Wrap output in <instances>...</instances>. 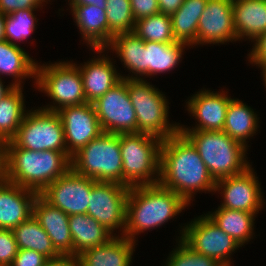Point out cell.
I'll return each mask as SVG.
<instances>
[{"label":"cell","mask_w":266,"mask_h":266,"mask_svg":"<svg viewBox=\"0 0 266 266\" xmlns=\"http://www.w3.org/2000/svg\"><path fill=\"white\" fill-rule=\"evenodd\" d=\"M115 235L107 243L86 249L76 256L77 266H130L136 242Z\"/></svg>","instance_id":"obj_21"},{"label":"cell","mask_w":266,"mask_h":266,"mask_svg":"<svg viewBox=\"0 0 266 266\" xmlns=\"http://www.w3.org/2000/svg\"><path fill=\"white\" fill-rule=\"evenodd\" d=\"M196 147L215 181L245 172L247 148L224 131H180Z\"/></svg>","instance_id":"obj_4"},{"label":"cell","mask_w":266,"mask_h":266,"mask_svg":"<svg viewBox=\"0 0 266 266\" xmlns=\"http://www.w3.org/2000/svg\"><path fill=\"white\" fill-rule=\"evenodd\" d=\"M14 88L15 87L12 83L5 87L2 79L0 78V101L5 98Z\"/></svg>","instance_id":"obj_46"},{"label":"cell","mask_w":266,"mask_h":266,"mask_svg":"<svg viewBox=\"0 0 266 266\" xmlns=\"http://www.w3.org/2000/svg\"><path fill=\"white\" fill-rule=\"evenodd\" d=\"M184 0H158L160 13L172 16L183 4Z\"/></svg>","instance_id":"obj_42"},{"label":"cell","mask_w":266,"mask_h":266,"mask_svg":"<svg viewBox=\"0 0 266 266\" xmlns=\"http://www.w3.org/2000/svg\"><path fill=\"white\" fill-rule=\"evenodd\" d=\"M186 206L188 203L181 196L159 183L130 187L124 236L136 241L135 235L156 229L181 213Z\"/></svg>","instance_id":"obj_2"},{"label":"cell","mask_w":266,"mask_h":266,"mask_svg":"<svg viewBox=\"0 0 266 266\" xmlns=\"http://www.w3.org/2000/svg\"><path fill=\"white\" fill-rule=\"evenodd\" d=\"M98 56L84 65L77 66L81 73L87 103H93L122 80L109 57Z\"/></svg>","instance_id":"obj_20"},{"label":"cell","mask_w":266,"mask_h":266,"mask_svg":"<svg viewBox=\"0 0 266 266\" xmlns=\"http://www.w3.org/2000/svg\"><path fill=\"white\" fill-rule=\"evenodd\" d=\"M159 184L189 204L195 191L215 192L216 181L196 147L179 131L162 141Z\"/></svg>","instance_id":"obj_1"},{"label":"cell","mask_w":266,"mask_h":266,"mask_svg":"<svg viewBox=\"0 0 266 266\" xmlns=\"http://www.w3.org/2000/svg\"><path fill=\"white\" fill-rule=\"evenodd\" d=\"M69 5H96L98 8L106 9V0H70Z\"/></svg>","instance_id":"obj_45"},{"label":"cell","mask_w":266,"mask_h":266,"mask_svg":"<svg viewBox=\"0 0 266 266\" xmlns=\"http://www.w3.org/2000/svg\"><path fill=\"white\" fill-rule=\"evenodd\" d=\"M35 9H23L11 12L5 17V40L12 45L18 41H24L33 33L36 22L33 14ZM36 21V22H35ZM17 41V42H15Z\"/></svg>","instance_id":"obj_35"},{"label":"cell","mask_w":266,"mask_h":266,"mask_svg":"<svg viewBox=\"0 0 266 266\" xmlns=\"http://www.w3.org/2000/svg\"><path fill=\"white\" fill-rule=\"evenodd\" d=\"M18 247L12 230L0 229V266H10Z\"/></svg>","instance_id":"obj_37"},{"label":"cell","mask_w":266,"mask_h":266,"mask_svg":"<svg viewBox=\"0 0 266 266\" xmlns=\"http://www.w3.org/2000/svg\"><path fill=\"white\" fill-rule=\"evenodd\" d=\"M103 132L137 133V117L128 93V79H122L92 103Z\"/></svg>","instance_id":"obj_11"},{"label":"cell","mask_w":266,"mask_h":266,"mask_svg":"<svg viewBox=\"0 0 266 266\" xmlns=\"http://www.w3.org/2000/svg\"><path fill=\"white\" fill-rule=\"evenodd\" d=\"M44 266H77L75 258L62 256L56 260L48 261Z\"/></svg>","instance_id":"obj_44"},{"label":"cell","mask_w":266,"mask_h":266,"mask_svg":"<svg viewBox=\"0 0 266 266\" xmlns=\"http://www.w3.org/2000/svg\"><path fill=\"white\" fill-rule=\"evenodd\" d=\"M119 135L103 132L71 157V169L95 181L123 185Z\"/></svg>","instance_id":"obj_6"},{"label":"cell","mask_w":266,"mask_h":266,"mask_svg":"<svg viewBox=\"0 0 266 266\" xmlns=\"http://www.w3.org/2000/svg\"><path fill=\"white\" fill-rule=\"evenodd\" d=\"M57 112L63 123L67 152L71 156L103 133L91 103L66 106Z\"/></svg>","instance_id":"obj_15"},{"label":"cell","mask_w":266,"mask_h":266,"mask_svg":"<svg viewBox=\"0 0 266 266\" xmlns=\"http://www.w3.org/2000/svg\"><path fill=\"white\" fill-rule=\"evenodd\" d=\"M181 235V240L193 251L215 259L223 266H231L230 255L242 247L219 228L207 214L185 225Z\"/></svg>","instance_id":"obj_10"},{"label":"cell","mask_w":266,"mask_h":266,"mask_svg":"<svg viewBox=\"0 0 266 266\" xmlns=\"http://www.w3.org/2000/svg\"><path fill=\"white\" fill-rule=\"evenodd\" d=\"M166 261V266H223L217 260L198 254L181 239Z\"/></svg>","instance_id":"obj_36"},{"label":"cell","mask_w":266,"mask_h":266,"mask_svg":"<svg viewBox=\"0 0 266 266\" xmlns=\"http://www.w3.org/2000/svg\"><path fill=\"white\" fill-rule=\"evenodd\" d=\"M232 7L237 40L266 32V0H233Z\"/></svg>","instance_id":"obj_23"},{"label":"cell","mask_w":266,"mask_h":266,"mask_svg":"<svg viewBox=\"0 0 266 266\" xmlns=\"http://www.w3.org/2000/svg\"><path fill=\"white\" fill-rule=\"evenodd\" d=\"M210 213H207V215L211 220L241 246L253 237L256 214L226 208H218L213 213Z\"/></svg>","instance_id":"obj_31"},{"label":"cell","mask_w":266,"mask_h":266,"mask_svg":"<svg viewBox=\"0 0 266 266\" xmlns=\"http://www.w3.org/2000/svg\"><path fill=\"white\" fill-rule=\"evenodd\" d=\"M69 228L73 240V258L86 249L107 243L114 237L113 233L87 214L69 216Z\"/></svg>","instance_id":"obj_24"},{"label":"cell","mask_w":266,"mask_h":266,"mask_svg":"<svg viewBox=\"0 0 266 266\" xmlns=\"http://www.w3.org/2000/svg\"><path fill=\"white\" fill-rule=\"evenodd\" d=\"M33 215L49 235L55 249L73 258V240L69 228V215L48 203L40 194L33 204Z\"/></svg>","instance_id":"obj_19"},{"label":"cell","mask_w":266,"mask_h":266,"mask_svg":"<svg viewBox=\"0 0 266 266\" xmlns=\"http://www.w3.org/2000/svg\"><path fill=\"white\" fill-rule=\"evenodd\" d=\"M258 127V117L254 110L239 99H232L228 105L223 131L247 147V138L253 136Z\"/></svg>","instance_id":"obj_27"},{"label":"cell","mask_w":266,"mask_h":266,"mask_svg":"<svg viewBox=\"0 0 266 266\" xmlns=\"http://www.w3.org/2000/svg\"><path fill=\"white\" fill-rule=\"evenodd\" d=\"M36 86L53 100V104L42 109L59 111L66 106L87 103L81 73L75 63L56 62L50 65H38ZM58 105V106H57Z\"/></svg>","instance_id":"obj_9"},{"label":"cell","mask_w":266,"mask_h":266,"mask_svg":"<svg viewBox=\"0 0 266 266\" xmlns=\"http://www.w3.org/2000/svg\"><path fill=\"white\" fill-rule=\"evenodd\" d=\"M50 261L46 256L30 249H18L10 266H44Z\"/></svg>","instance_id":"obj_38"},{"label":"cell","mask_w":266,"mask_h":266,"mask_svg":"<svg viewBox=\"0 0 266 266\" xmlns=\"http://www.w3.org/2000/svg\"><path fill=\"white\" fill-rule=\"evenodd\" d=\"M37 193L10 183L0 181V229L13 230L33 215Z\"/></svg>","instance_id":"obj_18"},{"label":"cell","mask_w":266,"mask_h":266,"mask_svg":"<svg viewBox=\"0 0 266 266\" xmlns=\"http://www.w3.org/2000/svg\"><path fill=\"white\" fill-rule=\"evenodd\" d=\"M106 48L116 51L117 57H120L121 62H124V66L134 76L136 75L135 77L133 75L124 77L122 75V79H142L140 76L145 75V41L133 32L118 34L112 37Z\"/></svg>","instance_id":"obj_25"},{"label":"cell","mask_w":266,"mask_h":266,"mask_svg":"<svg viewBox=\"0 0 266 266\" xmlns=\"http://www.w3.org/2000/svg\"><path fill=\"white\" fill-rule=\"evenodd\" d=\"M18 249H30L41 253L49 260H56L62 255L55 249L49 235L32 215L13 230Z\"/></svg>","instance_id":"obj_29"},{"label":"cell","mask_w":266,"mask_h":266,"mask_svg":"<svg viewBox=\"0 0 266 266\" xmlns=\"http://www.w3.org/2000/svg\"><path fill=\"white\" fill-rule=\"evenodd\" d=\"M5 14L0 12V41L5 40Z\"/></svg>","instance_id":"obj_47"},{"label":"cell","mask_w":266,"mask_h":266,"mask_svg":"<svg viewBox=\"0 0 266 266\" xmlns=\"http://www.w3.org/2000/svg\"><path fill=\"white\" fill-rule=\"evenodd\" d=\"M188 46L182 42L159 43L145 41V76L165 73L179 64L183 49Z\"/></svg>","instance_id":"obj_30"},{"label":"cell","mask_w":266,"mask_h":266,"mask_svg":"<svg viewBox=\"0 0 266 266\" xmlns=\"http://www.w3.org/2000/svg\"><path fill=\"white\" fill-rule=\"evenodd\" d=\"M39 6L33 0H0V12L9 14L23 9H37Z\"/></svg>","instance_id":"obj_41"},{"label":"cell","mask_w":266,"mask_h":266,"mask_svg":"<svg viewBox=\"0 0 266 266\" xmlns=\"http://www.w3.org/2000/svg\"><path fill=\"white\" fill-rule=\"evenodd\" d=\"M262 73H263V77H264L263 80H264V83H265V86H266V68L262 71Z\"/></svg>","instance_id":"obj_49"},{"label":"cell","mask_w":266,"mask_h":266,"mask_svg":"<svg viewBox=\"0 0 266 266\" xmlns=\"http://www.w3.org/2000/svg\"><path fill=\"white\" fill-rule=\"evenodd\" d=\"M133 33L143 41L159 43L176 42L171 17L160 12L135 21Z\"/></svg>","instance_id":"obj_33"},{"label":"cell","mask_w":266,"mask_h":266,"mask_svg":"<svg viewBox=\"0 0 266 266\" xmlns=\"http://www.w3.org/2000/svg\"><path fill=\"white\" fill-rule=\"evenodd\" d=\"M75 23L79 27L84 41L90 48L98 52H105L108 45V21L106 10L96 5H70Z\"/></svg>","instance_id":"obj_22"},{"label":"cell","mask_w":266,"mask_h":266,"mask_svg":"<svg viewBox=\"0 0 266 266\" xmlns=\"http://www.w3.org/2000/svg\"><path fill=\"white\" fill-rule=\"evenodd\" d=\"M105 10L108 21V44L115 35L133 32L135 19L130 0H106Z\"/></svg>","instance_id":"obj_34"},{"label":"cell","mask_w":266,"mask_h":266,"mask_svg":"<svg viewBox=\"0 0 266 266\" xmlns=\"http://www.w3.org/2000/svg\"><path fill=\"white\" fill-rule=\"evenodd\" d=\"M233 0H208L199 19L197 44H224L237 41L234 29Z\"/></svg>","instance_id":"obj_16"},{"label":"cell","mask_w":266,"mask_h":266,"mask_svg":"<svg viewBox=\"0 0 266 266\" xmlns=\"http://www.w3.org/2000/svg\"><path fill=\"white\" fill-rule=\"evenodd\" d=\"M71 157L68 152L7 147L5 180L40 194L71 169Z\"/></svg>","instance_id":"obj_3"},{"label":"cell","mask_w":266,"mask_h":266,"mask_svg":"<svg viewBox=\"0 0 266 266\" xmlns=\"http://www.w3.org/2000/svg\"><path fill=\"white\" fill-rule=\"evenodd\" d=\"M40 8H41V5L44 3V2H47V0H33ZM43 2V3H42Z\"/></svg>","instance_id":"obj_48"},{"label":"cell","mask_w":266,"mask_h":266,"mask_svg":"<svg viewBox=\"0 0 266 266\" xmlns=\"http://www.w3.org/2000/svg\"><path fill=\"white\" fill-rule=\"evenodd\" d=\"M23 87H15L0 101V137L11 141L26 115L24 107Z\"/></svg>","instance_id":"obj_32"},{"label":"cell","mask_w":266,"mask_h":266,"mask_svg":"<svg viewBox=\"0 0 266 266\" xmlns=\"http://www.w3.org/2000/svg\"><path fill=\"white\" fill-rule=\"evenodd\" d=\"M7 142L0 137V181L6 177Z\"/></svg>","instance_id":"obj_43"},{"label":"cell","mask_w":266,"mask_h":266,"mask_svg":"<svg viewBox=\"0 0 266 266\" xmlns=\"http://www.w3.org/2000/svg\"><path fill=\"white\" fill-rule=\"evenodd\" d=\"M256 41V42H255ZM252 51L248 55L251 64L261 67L262 71L266 68V32L258 36L254 41Z\"/></svg>","instance_id":"obj_40"},{"label":"cell","mask_w":266,"mask_h":266,"mask_svg":"<svg viewBox=\"0 0 266 266\" xmlns=\"http://www.w3.org/2000/svg\"><path fill=\"white\" fill-rule=\"evenodd\" d=\"M135 21L160 12L158 0H130Z\"/></svg>","instance_id":"obj_39"},{"label":"cell","mask_w":266,"mask_h":266,"mask_svg":"<svg viewBox=\"0 0 266 266\" xmlns=\"http://www.w3.org/2000/svg\"><path fill=\"white\" fill-rule=\"evenodd\" d=\"M128 93L137 117V133L167 139L179 132V124L168 121L165 94L142 79H128ZM162 93V94H161Z\"/></svg>","instance_id":"obj_7"},{"label":"cell","mask_w":266,"mask_h":266,"mask_svg":"<svg viewBox=\"0 0 266 266\" xmlns=\"http://www.w3.org/2000/svg\"><path fill=\"white\" fill-rule=\"evenodd\" d=\"M225 92L201 90L193 95L187 105L188 111L199 124L190 129L180 125L179 131H223L228 105L232 98Z\"/></svg>","instance_id":"obj_17"},{"label":"cell","mask_w":266,"mask_h":266,"mask_svg":"<svg viewBox=\"0 0 266 266\" xmlns=\"http://www.w3.org/2000/svg\"><path fill=\"white\" fill-rule=\"evenodd\" d=\"M7 147L67 152L64 127L58 112L42 107L26 112L15 137L7 142Z\"/></svg>","instance_id":"obj_8"},{"label":"cell","mask_w":266,"mask_h":266,"mask_svg":"<svg viewBox=\"0 0 266 266\" xmlns=\"http://www.w3.org/2000/svg\"><path fill=\"white\" fill-rule=\"evenodd\" d=\"M14 77V87H22V79L35 78L37 63L18 45L6 40L0 41V78L1 75ZM21 79V80H20Z\"/></svg>","instance_id":"obj_26"},{"label":"cell","mask_w":266,"mask_h":266,"mask_svg":"<svg viewBox=\"0 0 266 266\" xmlns=\"http://www.w3.org/2000/svg\"><path fill=\"white\" fill-rule=\"evenodd\" d=\"M254 169L249 167L245 172L225 177L216 181L215 192L223 195V202L218 208L242 210L257 214L262 208V192Z\"/></svg>","instance_id":"obj_14"},{"label":"cell","mask_w":266,"mask_h":266,"mask_svg":"<svg viewBox=\"0 0 266 266\" xmlns=\"http://www.w3.org/2000/svg\"><path fill=\"white\" fill-rule=\"evenodd\" d=\"M208 0H184L181 7L172 15L171 24L174 38L188 46L197 45L199 19Z\"/></svg>","instance_id":"obj_28"},{"label":"cell","mask_w":266,"mask_h":266,"mask_svg":"<svg viewBox=\"0 0 266 266\" xmlns=\"http://www.w3.org/2000/svg\"><path fill=\"white\" fill-rule=\"evenodd\" d=\"M130 187L116 182L95 181L90 192L87 215L97 220L108 231L126 227V202Z\"/></svg>","instance_id":"obj_12"},{"label":"cell","mask_w":266,"mask_h":266,"mask_svg":"<svg viewBox=\"0 0 266 266\" xmlns=\"http://www.w3.org/2000/svg\"><path fill=\"white\" fill-rule=\"evenodd\" d=\"M95 180L70 169L50 183L40 195L67 215L87 214L90 192Z\"/></svg>","instance_id":"obj_13"},{"label":"cell","mask_w":266,"mask_h":266,"mask_svg":"<svg viewBox=\"0 0 266 266\" xmlns=\"http://www.w3.org/2000/svg\"><path fill=\"white\" fill-rule=\"evenodd\" d=\"M119 138L123 185L134 187L158 184L163 140L146 133L119 134Z\"/></svg>","instance_id":"obj_5"}]
</instances>
